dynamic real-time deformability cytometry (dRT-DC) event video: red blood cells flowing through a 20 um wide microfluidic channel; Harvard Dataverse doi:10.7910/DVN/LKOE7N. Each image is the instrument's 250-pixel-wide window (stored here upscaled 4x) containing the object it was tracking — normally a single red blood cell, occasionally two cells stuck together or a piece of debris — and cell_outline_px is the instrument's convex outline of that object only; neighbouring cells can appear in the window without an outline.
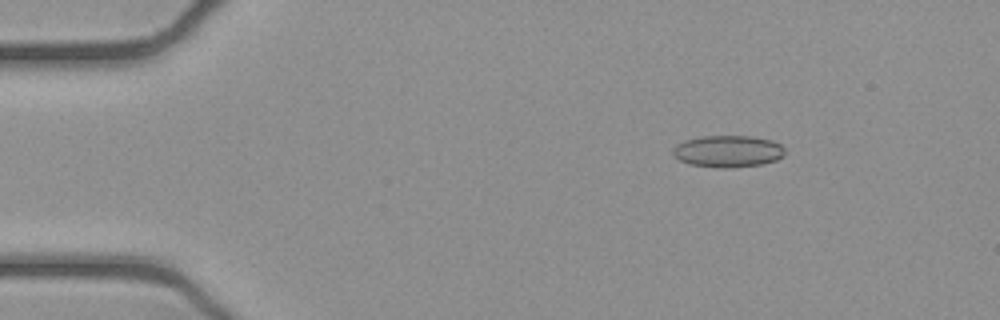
{"species": "common noctule bat (a hibernating species)", "species_latin": "Nyctalus noctula", "temperature_condition": "cold", "stored_images_in_passage": 46, "camera_frame_rate_fps": 3000, "um_per_image_px": 0.085, "animal": {"sex": "female", "body_mass_g": 21.9}, "frame": {"image": 1, "passage_image": 1, "time_ms": 0.0, "image_size_px": [1000, 320], "cell_outline_px": [[784, 156], [776, 160], [760, 164], [728, 168], [720, 168], [688, 164], [672, 156], [672, 148], [676, 144], [684, 140], [700, 136], [752, 136], [772, 140], [780, 144], [784, 148]], "centroid_in_image_um": [61.84, 12.85], "position_along_channel_um": 23.2, "area_um2": 20.98}}
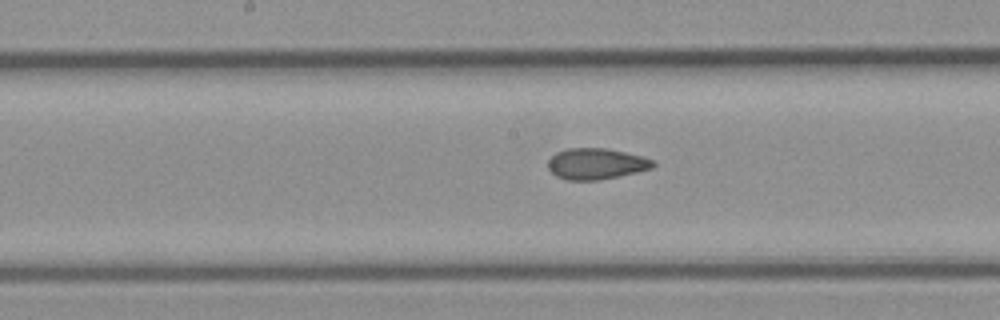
{"frame": {"image": 2, "passage_image": 20, "time_ms": 6.333, "image_size_px": [1000, 320], "cell_outline_px": [[656, 164], [652, 168], [636, 172], [600, 180], [568, 180], [556, 176], [548, 168], [548, 160], [556, 152], [568, 148], [604, 148], [624, 152], [640, 156], [652, 160]], "centroid_in_image_um": [50.64, 13.92], "position_along_channel_um": 197.6, "area_um2": 18.84}}
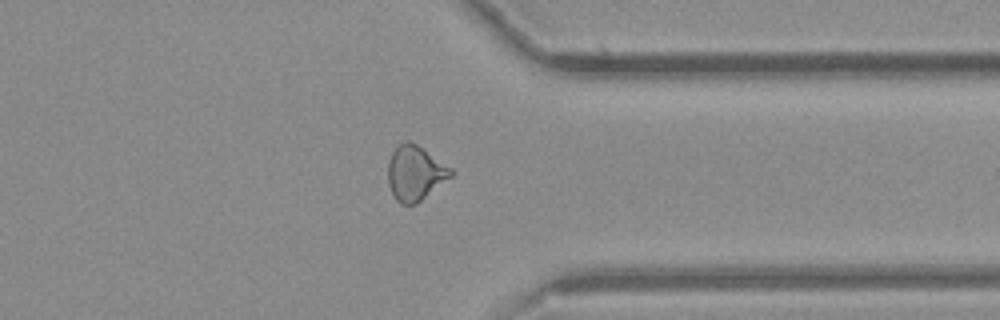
{"frame": {"image": 3, "passage_image": 34, "time_ms": 11.0, "image_size_px": [1000, 320], "cell_outline_px": [[456, 172], [452, 176], [416, 204], [400, 204], [396, 200], [388, 184], [388, 160], [392, 152], [404, 140], [408, 140], [416, 144], [452, 168]], "centroid_in_image_um": [35.29, 14.71], "position_along_channel_um": 376.1, "area_um2": 20.06}, "authors_computed_cell_mechanics": {"area_um2": 19.8832, "velocity_mm_per_s": 3.933, "shape_relaxation_time_tau1_ms": null, "shape_relaxation_time_tau2_ms": 2.0799, "deformation_change_tau1": null, "deformation_change_tau2": 0.0813}}